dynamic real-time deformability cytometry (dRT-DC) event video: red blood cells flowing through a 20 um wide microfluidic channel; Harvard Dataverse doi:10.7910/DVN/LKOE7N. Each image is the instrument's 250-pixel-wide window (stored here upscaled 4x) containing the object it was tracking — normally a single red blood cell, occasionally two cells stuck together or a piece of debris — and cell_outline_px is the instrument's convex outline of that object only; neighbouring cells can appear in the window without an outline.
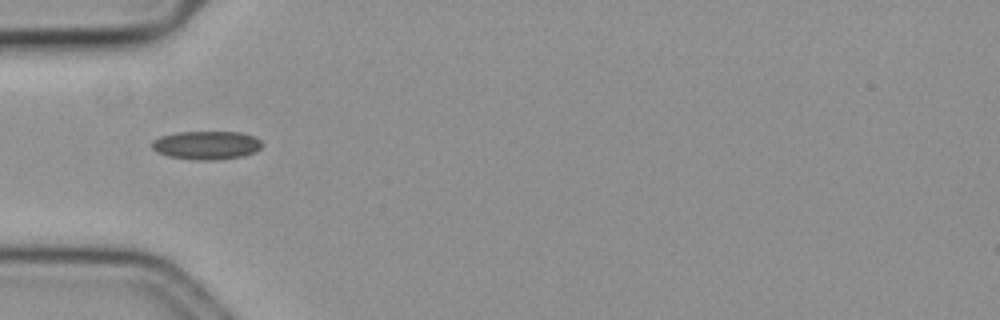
{"species": "common noctule bat (a hibernating species)", "species_latin": "Nyctalus noctula", "temperature_condition": "cold", "stored_images_in_passage": 41, "camera_frame_rate_fps": 3000, "um_per_image_px": 0.085, "animal": {"sex": "female", "body_mass_g": 19.3, "forearm_length_mm": 54.1}, "frame": {"image": 1, "passage_image": 1, "time_ms": 0.0, "image_size_px": [1000, 320], "cell_outline_px": [[260, 148], [256, 152], [244, 156], [212, 160], [204, 160], [168, 156], [156, 152], [152, 148], [152, 140], [160, 136], [176, 132], [240, 132], [256, 136], [260, 140]], "centroid_in_image_um": [17.55, 12.33], "position_along_channel_um": 67.5, "area_um2": 18.26}}
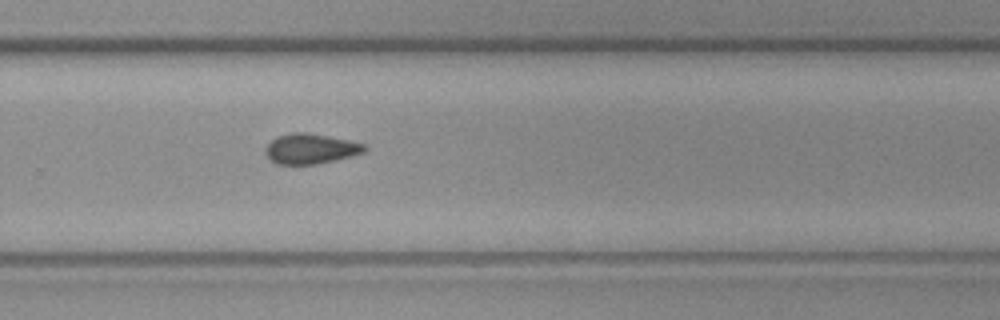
{"frame": {"image": 2, "passage_image": 21, "time_ms": 6.667, "image_size_px": [1000, 320], "cell_outline_px": [[368, 148], [364, 152], [352, 156], [336, 160], [316, 164], [276, 164], [264, 152], [264, 148], [276, 136], [292, 132], [308, 132], [368, 144]], "centroid_in_image_um": [26.42, 12.63], "position_along_channel_um": 303.4, "area_um2": 17.57}}
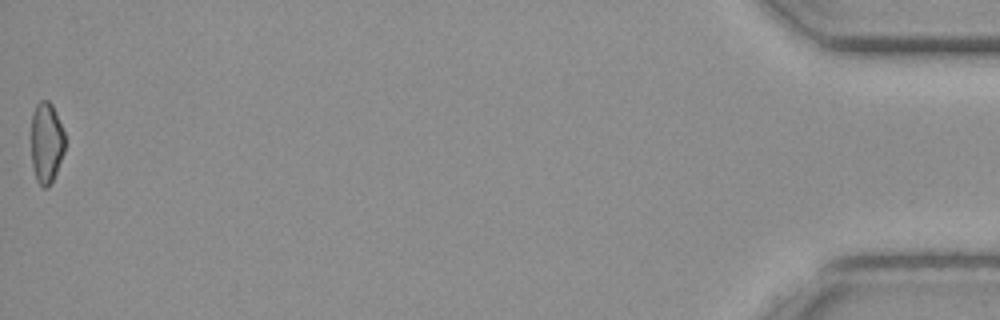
{"frame": {"image": 3, "passage_image": 41, "time_ms": 13.333, "image_size_px": [1000, 320], "cell_outline_px": [[64, 152], [56, 172], [48, 188], [44, 188], [36, 180], [32, 164], [32, 112], [36, 104], [40, 100], [48, 100], [52, 104], [56, 112], [64, 132]], "centroid_in_image_um": [3.94, 12.11], "position_along_channel_um": 431.3, "area_um2": 15.84}}